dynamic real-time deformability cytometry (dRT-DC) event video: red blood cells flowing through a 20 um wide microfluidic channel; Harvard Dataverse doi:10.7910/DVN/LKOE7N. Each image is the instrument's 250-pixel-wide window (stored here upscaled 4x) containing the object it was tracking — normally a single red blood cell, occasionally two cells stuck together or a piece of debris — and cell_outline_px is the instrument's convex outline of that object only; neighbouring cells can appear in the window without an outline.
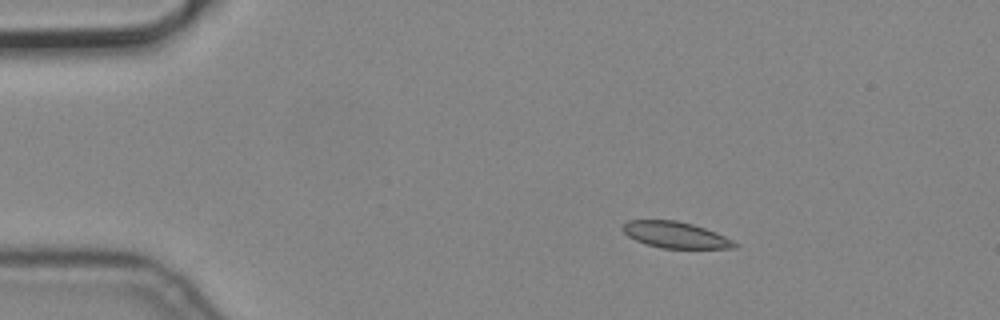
{"species": "common noctule bat (a hibernating species)", "species_latin": "Nyctalus noctula", "temperature_condition": "cold", "stored_images_in_passage": 6, "camera_frame_rate_fps": 3000, "um_per_image_px": 0.085, "animal": {"sex": "male", "body_mass_g": 19.2, "forearm_length_mm": 51.8}, "frame": {"image": 1, "passage_image": 3, "time_ms": 0.667, "image_size_px": [1000, 320], "cell_outline_px": [[740, 244], [736, 248], [660, 248], [644, 244], [628, 236], [620, 228], [628, 220], [676, 220], [692, 224], [716, 232]], "centroid_in_image_um": [57.4, 19.97], "position_along_channel_um": 27.6, "area_um2": 17.17}}
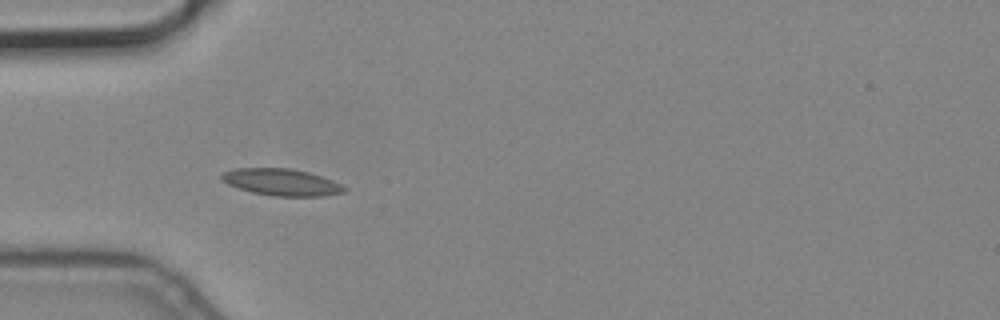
{"frame": {"image": 2, "passage_image": 5, "time_ms": 1.333, "image_size_px": [1000, 320], "cell_outline_px": [[348, 188], [344, 192], [320, 196], [276, 196], [252, 192], [228, 184], [220, 180], [220, 176], [224, 172], [232, 168], [288, 168], [308, 172], [332, 180]], "centroid_in_image_um": [23.9, 15.48], "position_along_channel_um": 61.1, "area_um2": 19.02}}
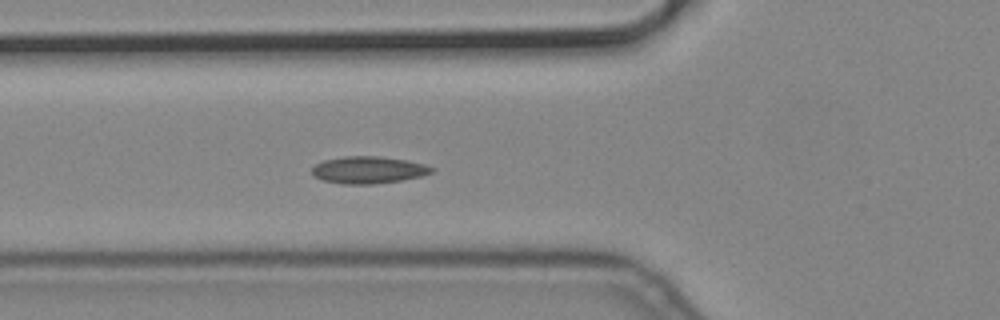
{"frame": {"image": 3, "passage_image": 6, "time_ms": 1.667, "image_size_px": [1000, 320], "cell_outline_px": [[436, 168], [432, 172], [420, 176], [400, 180], [372, 184], [344, 184], [324, 180], [316, 176], [312, 172], [312, 168], [316, 164], [324, 160], [344, 156], [376, 156], [404, 160], [424, 164]], "centroid_in_image_um": [31.31, 14.44], "position_along_channel_um": 94.5, "area_um2": 18.55}}